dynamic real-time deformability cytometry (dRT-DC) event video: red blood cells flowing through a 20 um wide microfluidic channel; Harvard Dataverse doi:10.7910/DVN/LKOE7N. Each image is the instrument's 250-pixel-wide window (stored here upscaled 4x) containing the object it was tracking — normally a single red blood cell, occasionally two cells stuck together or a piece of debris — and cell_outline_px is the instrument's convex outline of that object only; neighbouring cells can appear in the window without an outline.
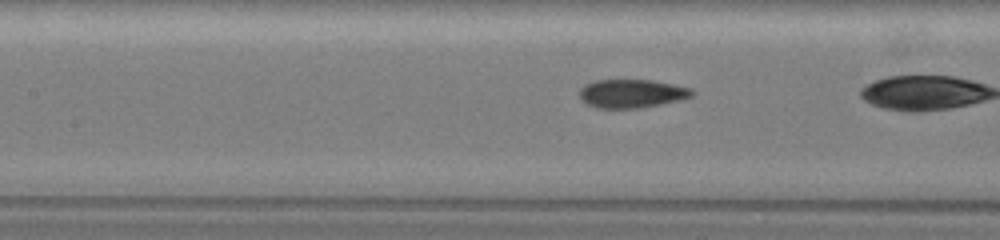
{"species": "common noctule bat (a hibernating species)", "species_latin": "Nyctalus noctula", "temperature_condition": "warm", "stored_images_in_passage": 39, "camera_frame_rate_fps": 3000, "um_per_image_px": 0.085, "animal": {"sex": "female", "body_mass_g": 19.5, "forearm_length_mm": 54.1}, "frame": {"image": 1, "passage_image": 16, "time_ms": 5.0, "image_size_px": [1000, 240], "cell_outline_px": [[696, 92], [692, 96], [680, 100], [640, 108], [596, 108], [588, 104], [580, 96], [580, 88], [584, 84], [596, 80], [652, 80], [692, 88]], "centroid_in_image_um": [53.72, 7.95], "position_along_channel_um": 153.7, "area_um2": 18.67}}
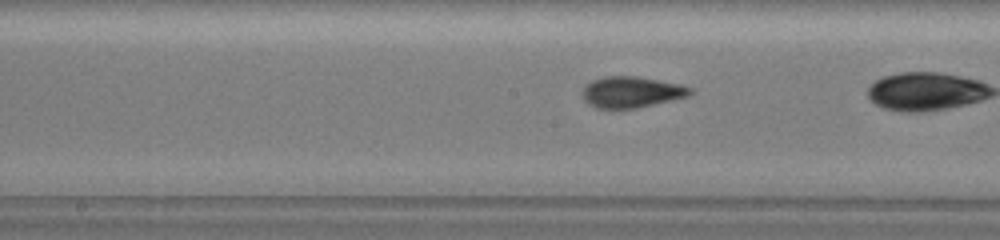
{"frame": {"image": 2, "passage_image": 20, "time_ms": 6.333, "image_size_px": [1000, 240], "cell_outline_px": [[692, 92], [688, 96], [672, 100], [636, 108], [596, 108], [588, 104], [584, 100], [584, 84], [592, 80], [604, 76], [636, 76], [680, 84], [692, 88]], "centroid_in_image_um": [53.66, 7.82], "position_along_channel_um": 194.5, "area_um2": 19.42}}
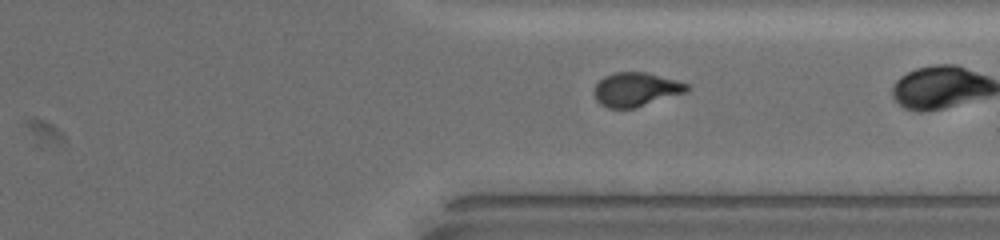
{"frame": {"image": 3, "passage_image": 36, "time_ms": 11.667, "image_size_px": [1000, 240], "cell_outline_px": [[692, 88], [688, 92], [636, 108], [608, 108], [600, 104], [596, 100], [592, 92], [596, 84], [604, 76], [612, 72], [644, 72], [676, 80], [688, 84]], "centroid_in_image_um": [54.06, 7.61], "position_along_channel_um": 357.3, "area_um2": 18.61}}